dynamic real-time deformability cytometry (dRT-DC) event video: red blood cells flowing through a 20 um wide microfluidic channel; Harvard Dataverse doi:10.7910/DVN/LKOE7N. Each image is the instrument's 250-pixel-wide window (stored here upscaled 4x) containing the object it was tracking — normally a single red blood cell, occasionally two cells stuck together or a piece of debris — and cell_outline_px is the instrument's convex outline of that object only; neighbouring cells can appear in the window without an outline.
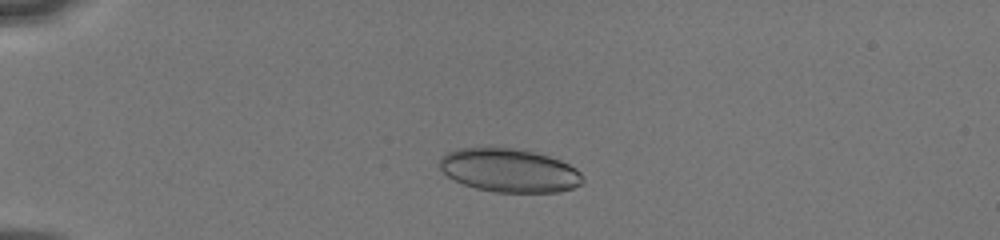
{"species": "human", "species_latin": "Homo sapiens", "temperature_condition": "cold", "stored_images_in_passage": 66, "camera_frame_rate_fps": 3000, "um_per_image_px": 0.085, "donor": {"sex": "male"}, "frame": {"image": 1, "passage_image": 4, "time_ms": 1.0, "image_size_px": [1000, 240], "cell_outline_px": [[584, 180], [580, 184], [572, 188], [560, 192], [496, 192], [476, 188], [464, 184], [448, 176], [436, 164], [440, 156], [456, 148], [516, 148], [536, 152], [560, 160], [576, 168], [584, 176]], "centroid_in_image_um": [43.28, 14.48], "position_along_channel_um": 41.7, "area_um2": 36.41}}
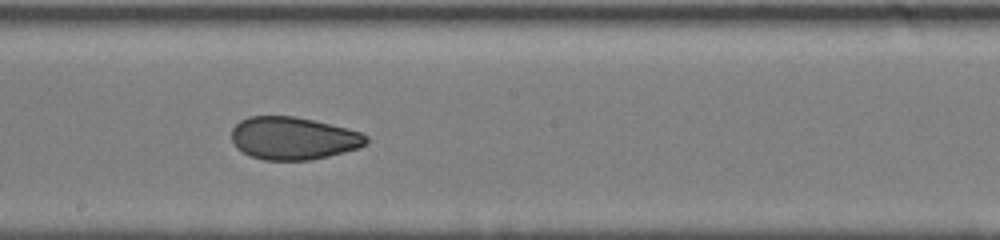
{"frame": {"image": 2, "passage_image": 27, "time_ms": 6.667, "image_size_px": [1000, 240], "cell_outline_px": [[368, 144], [360, 148], [312, 160], [264, 160], [248, 156], [236, 148], [232, 140], [232, 128], [240, 120], [248, 116], [296, 116], [348, 128], [360, 132], [368, 136]], "centroid_in_image_um": [24.93, 11.75], "position_along_channel_um": 223.3, "area_um2": 33.87}}
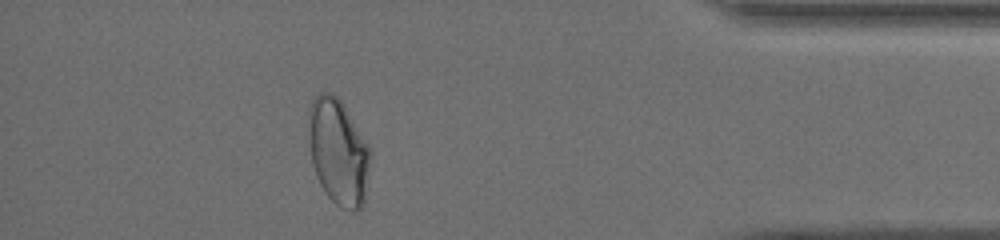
{"frame": {"image": 3, "passage_image": 58, "time_ms": 12.0, "image_size_px": [1000, 240], "cell_outline_px": [[372, 152], [364, 204], [356, 212], [352, 212], [340, 208], [328, 196], [320, 184], [316, 176], [312, 164], [308, 140], [308, 108], [312, 100], [320, 92], [332, 92], [344, 104], [368, 144]], "centroid_in_image_um": [28.76, 12.91], "position_along_channel_um": 406.4, "area_um2": 38.84}, "authors_computed_cell_mechanics": {"area_um2": 35.8071, "velocity_mm_per_s": 4.069, "shape_relaxation_time_tau1_ms": 9.6341, "shape_relaxation_time_tau2_ms": 1.5043, "deformation_change_tau1": 0.161, "deformation_change_tau2": 0.0565}}